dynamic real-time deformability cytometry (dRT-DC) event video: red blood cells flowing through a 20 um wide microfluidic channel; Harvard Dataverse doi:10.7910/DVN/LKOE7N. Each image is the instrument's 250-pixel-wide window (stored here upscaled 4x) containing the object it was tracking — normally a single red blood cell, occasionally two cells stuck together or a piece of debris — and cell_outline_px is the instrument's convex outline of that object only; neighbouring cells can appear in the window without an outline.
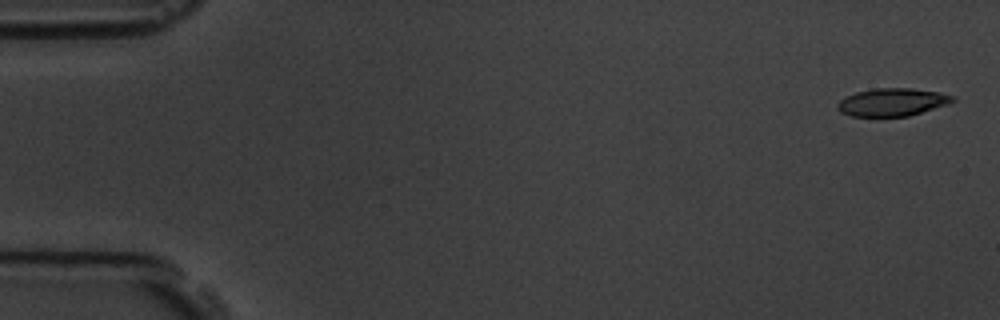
{"species": "common noctule bat (a hibernating species)", "species_latin": "Nyctalus noctula", "temperature_condition": "room temperature", "stored_images_in_passage": 5, "camera_frame_rate_fps": 3000, "um_per_image_px": 0.085, "animal": {"sex": "male", "body_mass_g": 19.5, "forearm_length_mm": 54.6}, "frame": {"image": 1, "passage_image": 1, "time_ms": 0.0, "image_size_px": [1000, 320], "cell_outline_px": [[956, 100], [948, 104], [908, 116], [852, 116], [840, 112], [836, 108], [836, 104], [844, 96], [856, 92], [876, 88], [912, 88], [940, 92], [952, 96]], "centroid_in_image_um": [75.81, 8.67], "position_along_channel_um": 9.2, "area_um2": 18.67}}
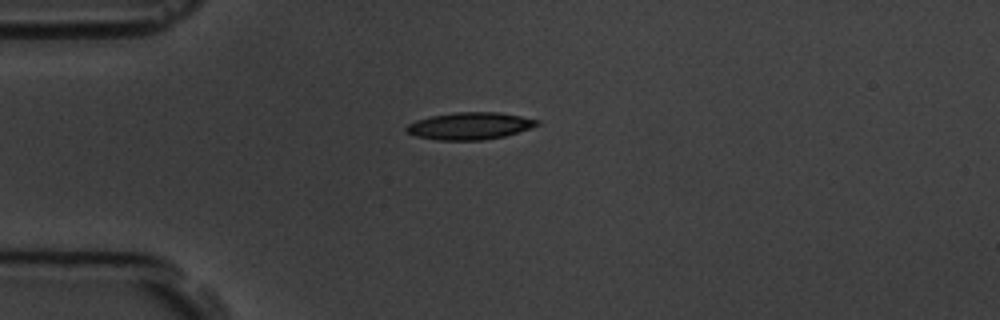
{"frame": {"image": 2, "passage_image": 5, "time_ms": 4.333, "image_size_px": [1000, 320], "cell_outline_px": [[540, 124], [504, 136], [484, 140], [436, 140], [416, 136], [408, 132], [404, 128], [408, 124], [416, 120], [432, 116], [456, 112], [500, 112], [540, 120]], "centroid_in_image_um": [39.92, 10.7], "position_along_channel_um": 45.1, "area_um2": 20.52}}